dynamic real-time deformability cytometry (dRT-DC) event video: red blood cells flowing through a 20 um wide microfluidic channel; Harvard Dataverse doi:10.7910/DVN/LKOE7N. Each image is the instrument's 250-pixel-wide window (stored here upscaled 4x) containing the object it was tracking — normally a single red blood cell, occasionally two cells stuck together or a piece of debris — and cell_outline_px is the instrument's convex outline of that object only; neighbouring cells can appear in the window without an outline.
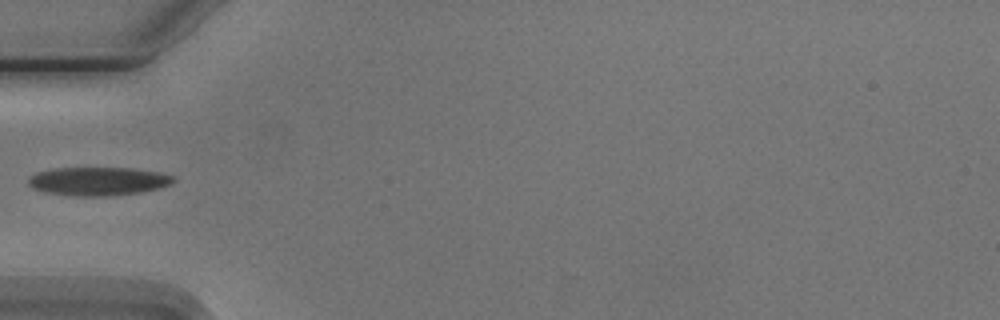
{"species": "Egyptian fruit bat (a non-hibernating species)", "species_latin": "Rousettus aegyptiacus", "temperature_condition": "cold", "stored_images_in_passage": 3, "camera_frame_rate_fps": 3000, "um_per_image_px": 0.085, "animal": {"sex": "male"}, "frame": {"image": 1, "passage_image": 3, "time_ms": 2.333, "image_size_px": [1000, 320], "cell_outline_px": [[176, 180], [172, 184], [160, 188], [140, 192], [112, 196], [72, 196], [44, 192], [32, 188], [28, 184], [28, 180], [36, 172], [56, 168], [132, 168], [160, 172], [172, 176]], "centroid_in_image_um": [8.36, 15.41], "position_along_channel_um": 76.6, "area_um2": 24.22}}